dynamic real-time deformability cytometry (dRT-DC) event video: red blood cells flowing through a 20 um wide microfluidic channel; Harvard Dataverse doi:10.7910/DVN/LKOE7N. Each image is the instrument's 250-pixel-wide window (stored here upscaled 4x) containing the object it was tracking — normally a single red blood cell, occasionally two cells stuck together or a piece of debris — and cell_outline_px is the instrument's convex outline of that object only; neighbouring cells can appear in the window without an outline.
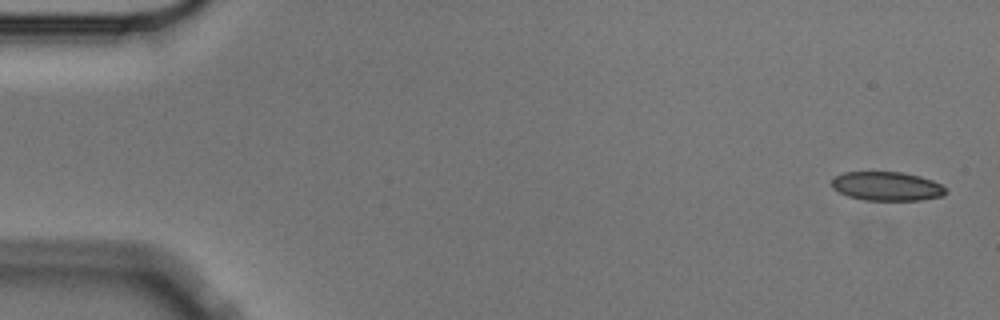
{"species": "Egyptian fruit bat (a non-hibernating species)", "species_latin": "Rousettus aegyptiacus", "temperature_condition": "cold", "stored_images_in_passage": 5, "camera_frame_rate_fps": 3000, "um_per_image_px": 0.085, "animal": {"sex": "male"}, "frame": {"image": 1, "passage_image": 1, "time_ms": 0.0, "image_size_px": [1000, 320], "cell_outline_px": [[948, 192], [944, 196], [920, 200], [864, 200], [848, 196], [832, 188], [832, 180], [836, 176], [844, 172], [900, 172], [920, 176], [932, 180], [948, 188]], "centroid_in_image_um": [75.43, 15.83], "position_along_channel_um": 9.6, "area_um2": 19.31}}